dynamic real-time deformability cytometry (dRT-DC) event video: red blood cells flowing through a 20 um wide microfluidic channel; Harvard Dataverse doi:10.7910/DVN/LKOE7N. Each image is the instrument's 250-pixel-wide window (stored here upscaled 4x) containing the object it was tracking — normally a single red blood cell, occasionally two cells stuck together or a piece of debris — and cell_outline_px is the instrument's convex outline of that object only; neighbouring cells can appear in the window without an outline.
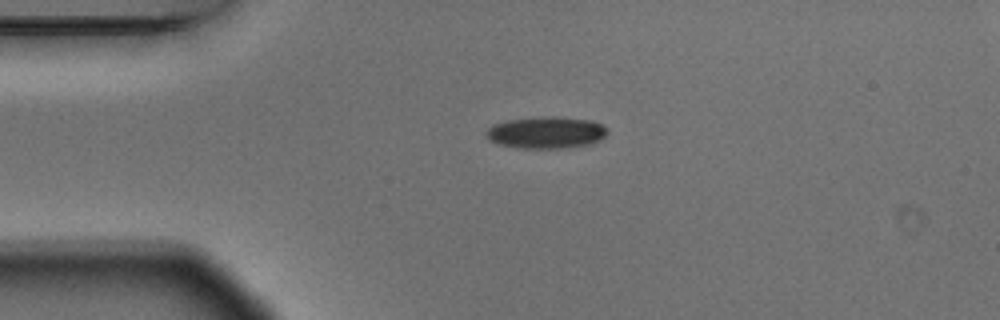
{"species": "Egyptian fruit bat (a non-hibernating species)", "species_latin": "Rousettus aegyptiacus", "temperature_condition": "warm", "stored_images_in_passage": 1, "camera_frame_rate_fps": 3000, "um_per_image_px": 0.085, "animal": {"sex": "male"}, "frame": {"image": 1, "passage_image": 1, "time_ms": 0.0, "image_size_px": [1000, 320], "cell_outline_px": [[608, 132], [600, 140], [588, 144], [560, 148], [520, 148], [500, 144], [492, 140], [484, 132], [492, 124], [508, 120], [540, 116], [556, 116], [592, 120], [608, 128]], "centroid_in_image_um": [46.44, 11.24], "position_along_channel_um": 38.6, "area_um2": 22.43}}